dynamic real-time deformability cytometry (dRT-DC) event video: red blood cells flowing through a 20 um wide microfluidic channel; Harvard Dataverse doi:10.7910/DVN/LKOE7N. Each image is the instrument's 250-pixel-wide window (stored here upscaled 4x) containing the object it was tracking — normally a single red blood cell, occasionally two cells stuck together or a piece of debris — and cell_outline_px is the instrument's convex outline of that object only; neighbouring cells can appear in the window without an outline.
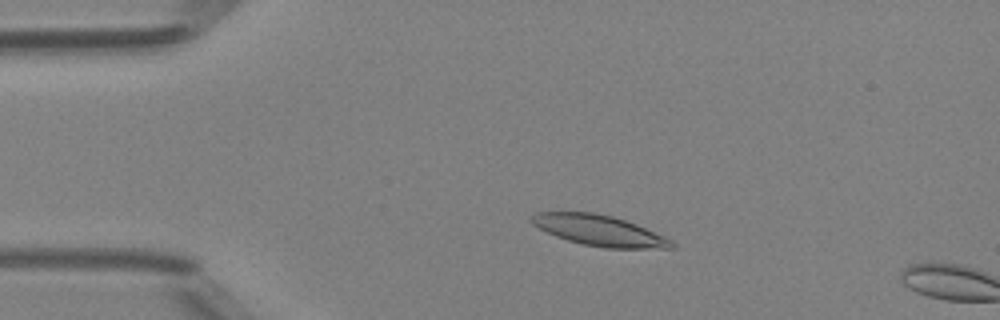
{"species": "Egyptian fruit bat (a non-hibernating species)", "species_latin": "Rousettus aegyptiacus", "temperature_condition": "room temperature", "stored_images_in_passage": 9, "camera_frame_rate_fps": 3000, "um_per_image_px": 0.085, "animal": {"sex": "female"}, "frame": {"image": 1, "passage_image": 7, "time_ms": 2.0, "image_size_px": [1000, 320], "cell_outline_px": [[676, 248], [604, 248], [584, 244], [568, 240], [556, 236], [532, 224], [528, 220], [528, 216], [536, 212], [592, 212], [612, 216], [636, 224], [664, 236], [672, 240], [676, 244]], "centroid_in_image_um": [50.92, 19.58], "position_along_channel_um": 34.1, "area_um2": 24.97}}